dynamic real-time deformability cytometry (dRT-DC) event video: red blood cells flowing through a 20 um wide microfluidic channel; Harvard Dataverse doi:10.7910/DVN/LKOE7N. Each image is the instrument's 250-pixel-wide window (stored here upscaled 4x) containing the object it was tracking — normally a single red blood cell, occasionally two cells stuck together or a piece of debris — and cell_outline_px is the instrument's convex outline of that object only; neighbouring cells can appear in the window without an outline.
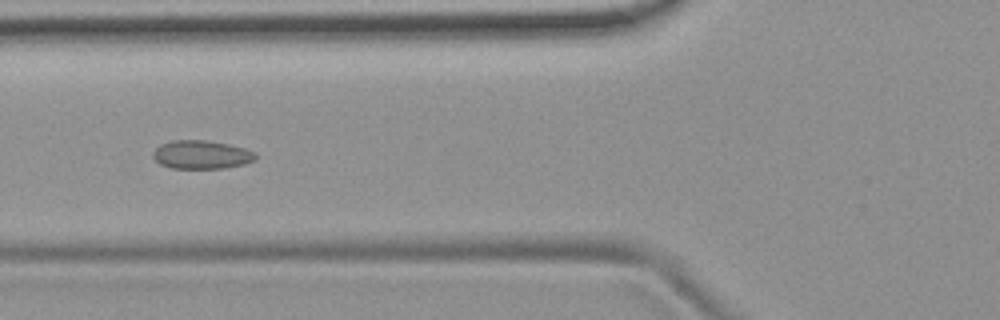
{"species": "common noctule bat (a hibernating species)", "species_latin": "Nyctalus noctula", "temperature_condition": "room temperature", "stored_images_in_passage": 17, "camera_frame_rate_fps": 3000, "um_per_image_px": 0.085, "animal": {"sex": "female", "body_mass_g": 19.9}, "frame": {"image": 1, "passage_image": 8, "time_ms": 2.333, "image_size_px": [1000, 320], "cell_outline_px": [[256, 160], [244, 164], [224, 168], [172, 168], [160, 164], [152, 156], [152, 152], [160, 144], [172, 140], [204, 140], [228, 144], [244, 148], [256, 152]], "centroid_in_image_um": [17.12, 13.14], "position_along_channel_um": 108.7, "area_um2": 17.05}}